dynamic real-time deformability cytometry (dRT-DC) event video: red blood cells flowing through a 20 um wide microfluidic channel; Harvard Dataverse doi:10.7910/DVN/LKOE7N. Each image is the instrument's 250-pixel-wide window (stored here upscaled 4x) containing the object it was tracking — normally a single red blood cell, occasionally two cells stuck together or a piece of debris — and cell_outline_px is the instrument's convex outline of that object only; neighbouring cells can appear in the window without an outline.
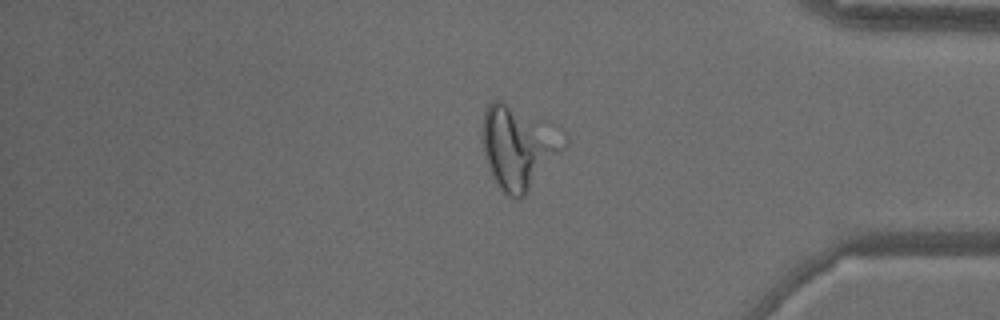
{"species": "common noctule bat (a hibernating species)", "species_latin": "Nyctalus noctula", "temperature_condition": "warm", "stored_images_in_passage": 54, "segment_of_instrument_passage": [2, 2], "camera_frame_rate_fps": 3000, "um_per_image_px": 0.085, "animal": {"sex": "male", "body_mass_g": 18.8}, "frame": {"image": 1, "passage_image": 45, "time_ms": 14.667, "image_size_px": [1000, 320], "cell_outline_px": [[568, 144], [528, 192], [524, 196], [516, 200], [508, 196], [496, 184], [492, 176], [480, 140], [484, 112], [488, 104], [492, 100], [500, 100], [568, 136]], "centroid_in_image_um": [44.03, 12.55], "position_along_channel_um": 391.2, "area_um2": 38.96}}
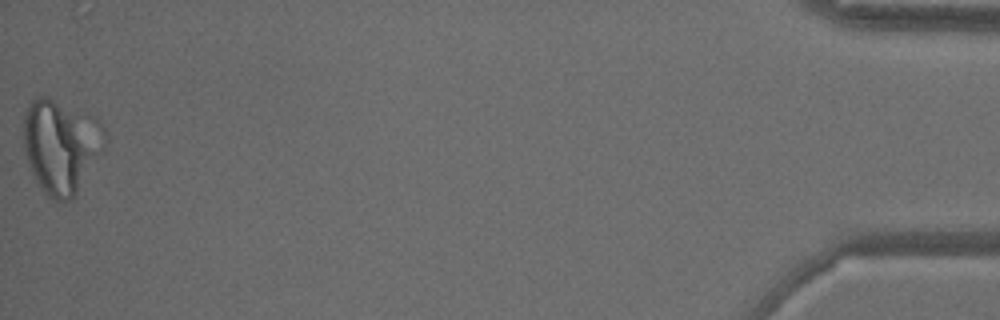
{"frame": {"image": 2, "passage_image": 54, "time_ms": 17.667, "image_size_px": [1000, 320], "cell_outline_px": [[108, 140], [104, 152], [76, 196], [68, 200], [56, 200], [48, 196], [40, 188], [32, 172], [24, 152], [24, 112], [32, 100], [36, 96], [48, 96], [96, 116], [100, 120], [108, 132]], "centroid_in_image_um": [5.26, 12.39], "position_along_channel_um": 429.9, "area_um2": 45.78}}